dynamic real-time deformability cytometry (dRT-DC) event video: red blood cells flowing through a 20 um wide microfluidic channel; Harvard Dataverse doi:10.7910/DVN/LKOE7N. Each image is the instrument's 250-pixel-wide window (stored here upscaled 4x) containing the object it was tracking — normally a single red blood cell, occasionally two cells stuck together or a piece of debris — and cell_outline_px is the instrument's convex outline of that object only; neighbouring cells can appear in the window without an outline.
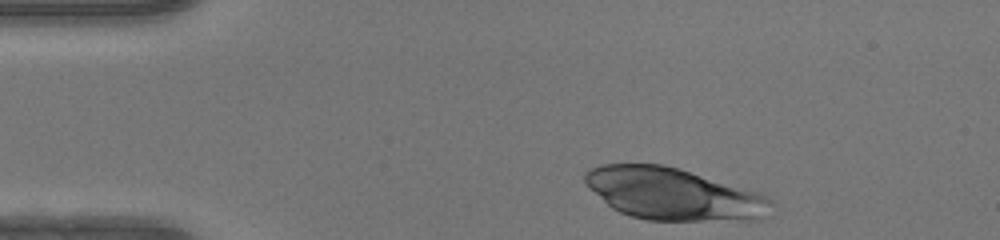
{"species": "human", "species_latin": "Homo sapiens", "temperature_condition": "warm", "stored_images_in_passage": 36, "camera_frame_rate_fps": 3000, "um_per_image_px": 0.085, "donor": {"sex": "female"}, "frame": {"image": 1, "passage_image": 1, "time_ms": 0.0, "image_size_px": [1000, 240], "cell_outline_px": [[776, 204], [760, 220], [648, 220], [632, 216], [620, 212], [612, 208], [588, 188], [584, 180], [584, 172], [600, 164], [660, 164], [680, 168], [760, 192], [768, 196]], "centroid_in_image_um": [57.27, 16.48], "position_along_channel_um": 27.7, "area_um2": 56.76}}
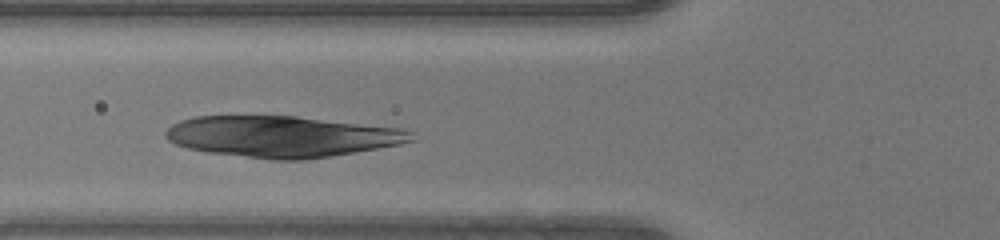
{"frame": {"image": 2, "passage_image": 11, "time_ms": 3.333, "image_size_px": [1000, 240], "cell_outline_px": [[416, 140], [400, 144], [332, 156], [304, 160], [272, 160], [208, 152], [188, 148], [176, 144], [168, 140], [164, 136], [164, 132], [172, 124], [180, 120], [192, 116], [296, 116], [400, 128], [412, 132]], "centroid_in_image_um": [23.94, 11.6], "position_along_channel_um": 101.9, "area_um2": 59.01}}
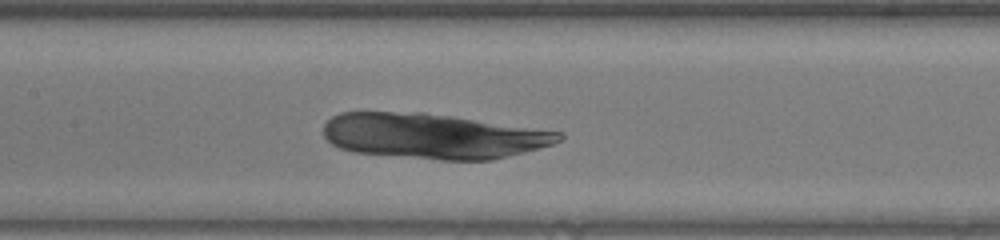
{"frame": {"image": 3, "passage_image": 16, "time_ms": 5.0, "image_size_px": [1000, 240], "cell_outline_px": [[564, 140], [552, 144], [524, 152], [492, 160], [440, 160], [352, 152], [340, 148], [332, 144], [324, 136], [324, 124], [332, 116], [340, 112], [424, 112], [564, 132]], "centroid_in_image_um": [36.81, 11.56], "position_along_channel_um": 170.6, "area_um2": 62.25}}